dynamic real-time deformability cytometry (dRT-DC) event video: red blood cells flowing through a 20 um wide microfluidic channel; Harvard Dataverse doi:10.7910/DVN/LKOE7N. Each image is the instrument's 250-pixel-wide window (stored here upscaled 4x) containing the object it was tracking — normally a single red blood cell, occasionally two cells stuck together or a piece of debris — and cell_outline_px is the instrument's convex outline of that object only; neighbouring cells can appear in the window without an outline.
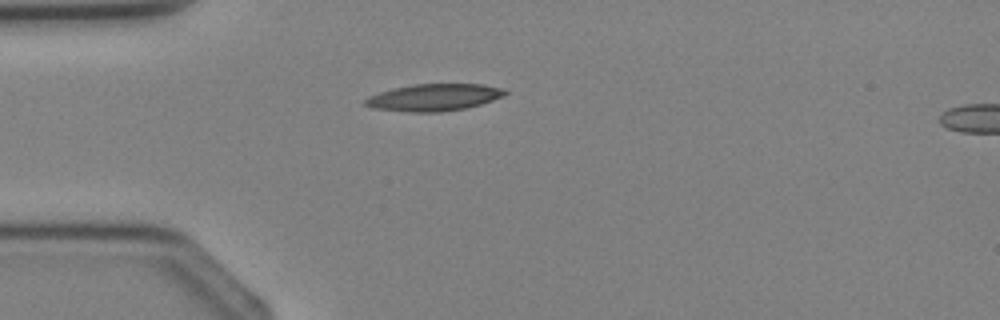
{"species": "Egyptian fruit bat (a non-hibernating species)", "species_latin": "Rousettus aegyptiacus", "temperature_condition": "cold", "stored_images_in_passage": 3, "segment_of_instrument_passage": [1, 2], "camera_frame_rate_fps": 3000, "um_per_image_px": 0.085, "animal": {"sex": "female"}, "frame": {"image": 1, "passage_image": 2, "time_ms": 2.333, "image_size_px": [1000, 320], "cell_outline_px": [[508, 92], [504, 96], [468, 108], [440, 112], [408, 112], [372, 108], [364, 104], [364, 100], [368, 96], [392, 88], [412, 84], [484, 84], [504, 88]], "centroid_in_image_um": [36.89, 8.27], "position_along_channel_um": 48.1, "area_um2": 22.2}}